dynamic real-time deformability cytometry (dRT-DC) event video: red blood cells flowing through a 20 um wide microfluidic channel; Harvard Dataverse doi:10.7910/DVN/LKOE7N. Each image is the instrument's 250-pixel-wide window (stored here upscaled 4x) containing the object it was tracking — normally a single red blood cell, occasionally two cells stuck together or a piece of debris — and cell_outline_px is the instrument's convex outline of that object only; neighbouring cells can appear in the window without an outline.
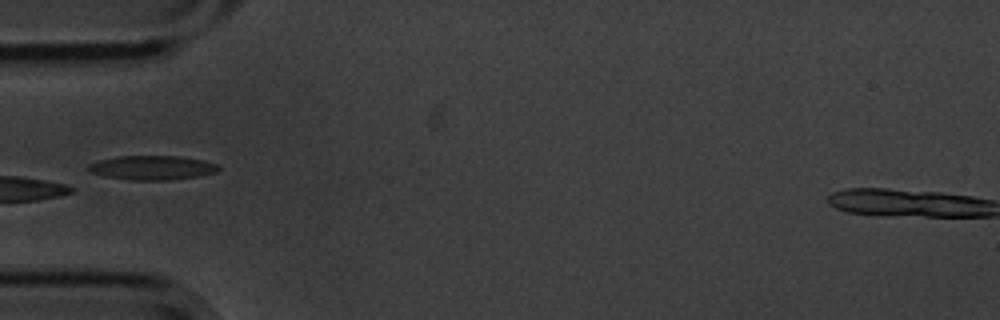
{"species": "common noctule bat (a hibernating species)", "species_latin": "Nyctalus noctula", "temperature_condition": "cold", "stored_images_in_passage": 5, "camera_frame_rate_fps": 3000, "um_per_image_px": 0.085, "animal": {"sex": "male", "body_mass_g": 20.1, "forearm_length_mm": 53.5}, "frame": {"image": 1, "passage_image": 5, "time_ms": 1.333, "image_size_px": [1000, 320], "cell_outline_px": [[220, 168], [216, 172], [200, 176], [172, 180], [128, 180], [104, 176], [88, 172], [88, 164], [100, 160], [116, 156], [176, 156], [204, 160], [216, 164]], "centroid_in_image_um": [12.92, 14.26], "position_along_channel_um": 72.1, "area_um2": 18.5}}